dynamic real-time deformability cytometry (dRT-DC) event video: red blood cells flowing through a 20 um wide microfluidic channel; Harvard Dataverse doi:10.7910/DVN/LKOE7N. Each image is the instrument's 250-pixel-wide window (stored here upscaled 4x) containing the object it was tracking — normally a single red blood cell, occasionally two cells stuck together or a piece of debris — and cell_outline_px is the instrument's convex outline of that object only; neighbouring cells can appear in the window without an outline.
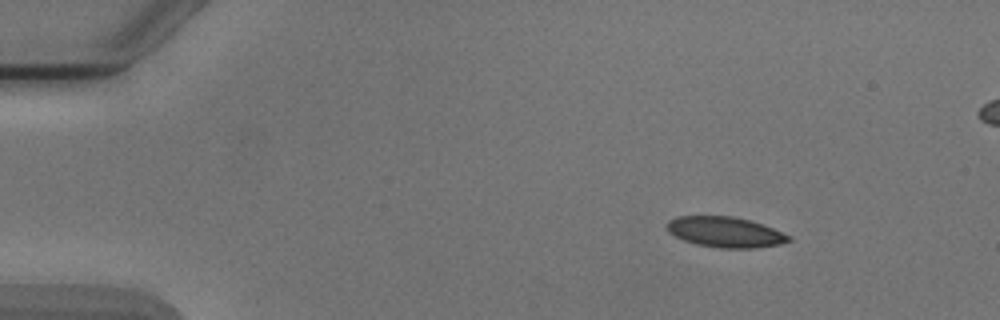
{"species": "Egyptian fruit bat (a non-hibernating species)", "species_latin": "Rousettus aegyptiacus", "temperature_condition": "cold", "stored_images_in_passage": 5, "camera_frame_rate_fps": 3000, "um_per_image_px": 0.085, "animal": {"sex": "male"}, "frame": {"image": 1, "passage_image": 1, "time_ms": 0.0, "image_size_px": [1000, 320], "cell_outline_px": [[792, 240], [780, 244], [756, 248], [720, 248], [696, 244], [684, 240], [668, 232], [668, 220], [676, 216], [732, 216], [748, 220], [772, 228], [792, 236]], "centroid_in_image_um": [61.65, 19.73], "position_along_channel_um": 23.3, "area_um2": 21.5}}
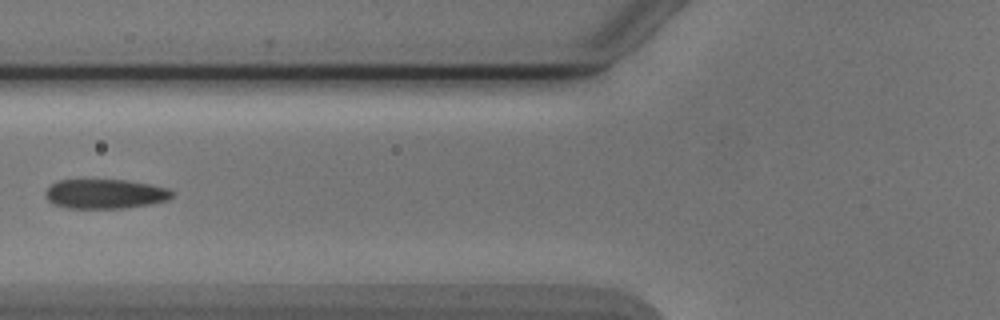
{"frame": {"image": 2, "passage_image": 5, "time_ms": 4.667, "image_size_px": [1000, 320], "cell_outline_px": [[172, 196], [168, 200], [152, 204], [124, 208], [68, 208], [52, 204], [48, 200], [44, 192], [52, 184], [60, 180], [128, 180], [168, 188], [172, 192]], "centroid_in_image_um": [8.93, 16.49], "position_along_channel_um": 116.9, "area_um2": 21.73}}